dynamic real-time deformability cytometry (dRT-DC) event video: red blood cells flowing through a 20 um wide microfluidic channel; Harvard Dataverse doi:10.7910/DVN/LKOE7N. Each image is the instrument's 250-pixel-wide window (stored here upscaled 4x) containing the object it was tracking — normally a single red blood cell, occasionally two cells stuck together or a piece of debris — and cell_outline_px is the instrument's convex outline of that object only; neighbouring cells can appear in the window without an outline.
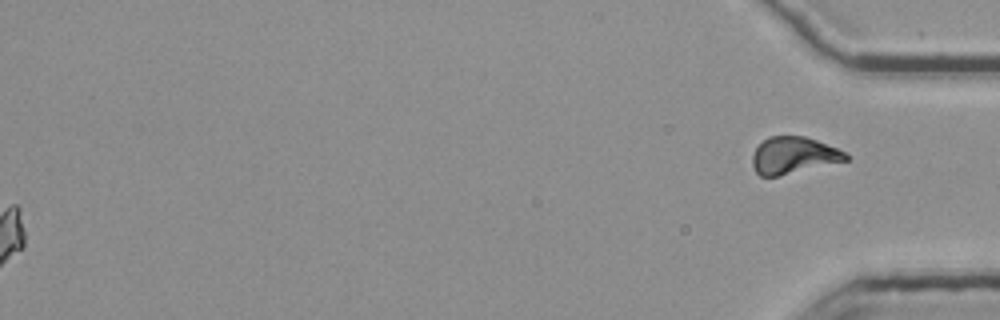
{"species": "common noctule bat (a hibernating species)", "species_latin": "Nyctalus noctula", "temperature_condition": "room temperature", "stored_images_in_passage": 55, "segment_of_instrument_passage": [3, 3], "camera_frame_rate_fps": 3000, "um_per_image_px": 0.085, "animal": {"sex": "female", "body_mass_g": 25.1}, "frame": {"image": 1, "passage_image": 55, "time_ms": 18.0, "image_size_px": [1000, 320], "cell_outline_px": [[848, 160], [776, 176], [760, 176], [756, 172], [752, 164], [752, 156], [756, 148], [768, 136], [804, 136], [816, 140], [836, 148], [844, 152], [848, 156]], "centroid_in_image_um": [67.42, 13.2], "position_along_channel_um": 367.8, "area_um2": 19.65}}